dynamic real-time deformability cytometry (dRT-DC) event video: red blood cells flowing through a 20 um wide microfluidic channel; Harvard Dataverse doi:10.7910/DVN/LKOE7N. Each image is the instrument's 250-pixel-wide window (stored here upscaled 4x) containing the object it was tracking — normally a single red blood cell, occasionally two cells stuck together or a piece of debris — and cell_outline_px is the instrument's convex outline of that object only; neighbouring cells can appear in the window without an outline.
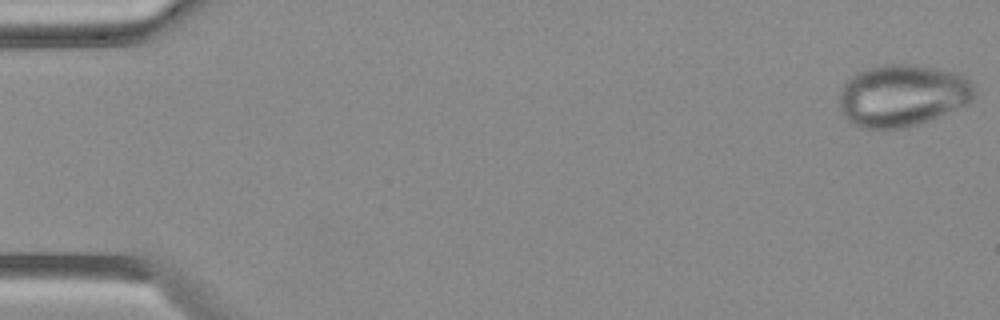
{"species": "Egyptian fruit bat (a non-hibernating species)", "species_latin": "Rousettus aegyptiacus", "temperature_condition": "warm", "stored_images_in_passage": 50, "camera_frame_rate_fps": 3000, "um_per_image_px": 0.085, "animal": {"sex": "female"}, "frame": {"image": 1, "passage_image": 1, "time_ms": 0.0, "image_size_px": [1000, 320], "cell_outline_px": [[972, 96], [964, 104], [936, 116], [916, 124], [900, 128], [864, 128], [852, 124], [844, 116], [840, 108], [840, 88], [856, 72], [868, 68], [884, 64], [912, 64], [936, 68], [952, 72], [968, 80], [972, 84]], "centroid_in_image_um": [76.6, 8.1], "position_along_channel_um": 8.4, "area_um2": 47.74}}